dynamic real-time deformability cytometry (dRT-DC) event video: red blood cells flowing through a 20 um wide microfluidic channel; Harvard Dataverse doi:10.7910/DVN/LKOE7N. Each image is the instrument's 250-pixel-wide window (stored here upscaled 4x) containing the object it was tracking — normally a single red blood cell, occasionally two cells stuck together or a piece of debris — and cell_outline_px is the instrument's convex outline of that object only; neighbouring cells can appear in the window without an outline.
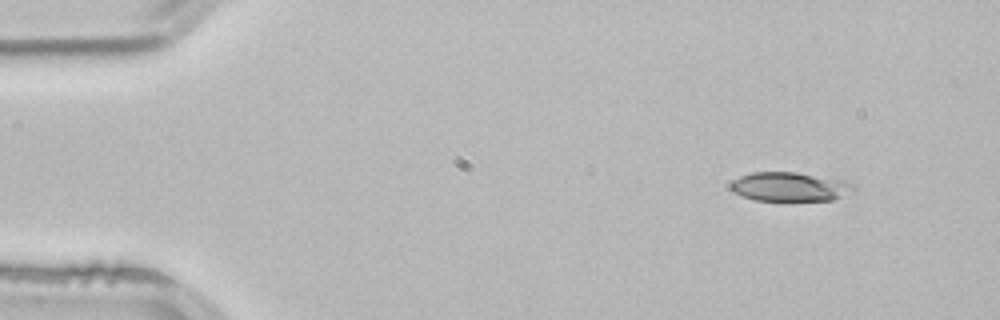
{"species": "common noctule bat (a hibernating species)", "species_latin": "Nyctalus noctula", "temperature_condition": "room temperature", "stored_images_in_passage": 3, "camera_frame_rate_fps": 3000, "um_per_image_px": 0.085, "animal": {"sex": "male", "body_mass_g": 21.5, "forearm_length_mm": 52.0}, "frame": {"image": 1, "passage_image": 1, "time_ms": 0.0, "image_size_px": [1000, 320], "cell_outline_px": [[856, 188], [832, 200], [792, 204], [756, 200], [732, 192], [728, 188], [728, 184], [732, 180], [740, 176], [752, 172], [796, 172], [844, 180], [852, 184]], "centroid_in_image_um": [67.07, 15.92], "position_along_channel_um": 17.9, "area_um2": 21.79}}
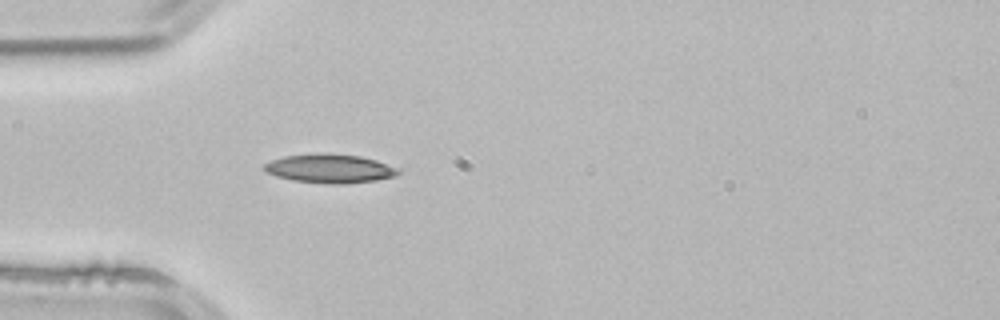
{"frame": {"image": 2, "passage_image": 3, "time_ms": 0.667, "image_size_px": [1000, 320], "cell_outline_px": [[400, 172], [396, 176], [376, 180], [344, 184], [328, 184], [292, 180], [276, 176], [268, 172], [264, 168], [264, 164], [272, 160], [284, 156], [328, 152], [360, 156], [376, 160], [400, 168]], "centroid_in_image_um": [28.08, 14.32], "position_along_channel_um": 56.9, "area_um2": 22.66}}